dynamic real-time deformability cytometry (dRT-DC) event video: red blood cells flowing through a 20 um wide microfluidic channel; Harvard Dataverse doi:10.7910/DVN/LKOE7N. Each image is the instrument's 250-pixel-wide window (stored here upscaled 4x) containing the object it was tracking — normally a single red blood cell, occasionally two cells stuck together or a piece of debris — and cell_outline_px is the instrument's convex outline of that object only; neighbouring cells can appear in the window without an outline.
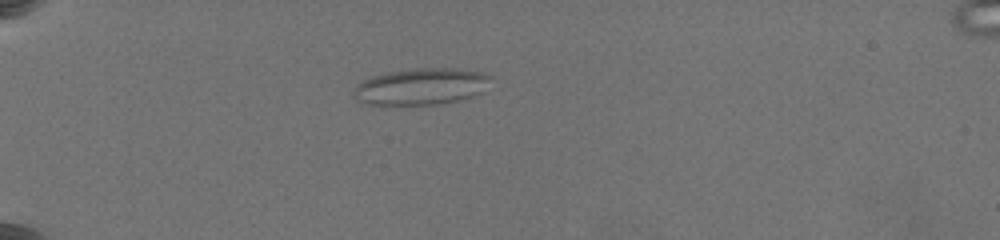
{"species": "common noctule bat (a hibernating species)", "species_latin": "Nyctalus noctula", "temperature_condition": "warm", "stored_images_in_passage": 47, "camera_frame_rate_fps": 3000, "um_per_image_px": 0.085, "animal": {"sex": "female", "body_mass_g": 19.5, "forearm_length_mm": 54.1}, "frame": {"image": 1, "passage_image": 4, "time_ms": 1.0, "image_size_px": [1000, 240], "cell_outline_px": [[492, 76], [484, 92], [460, 100], [436, 104], [388, 108], [360, 104], [352, 96], [352, 92], [356, 84], [372, 76], [388, 72], [416, 68], [456, 68], [484, 72]], "centroid_in_image_um": [35.71, 7.41], "position_along_channel_um": 49.3, "area_um2": 30.58}}
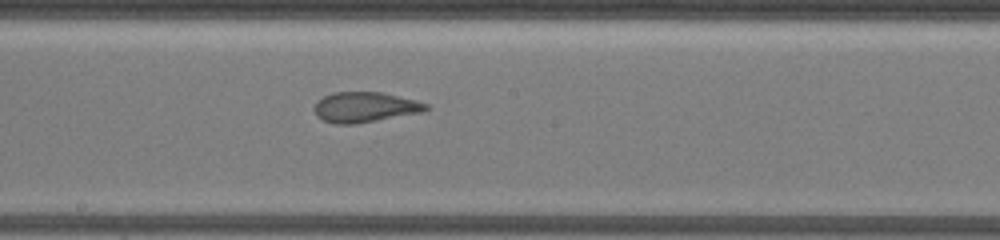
{"frame": {"image": 2, "passage_image": 22, "time_ms": 7.0, "image_size_px": [1000, 240], "cell_outline_px": [[428, 108], [424, 112], [352, 124], [336, 124], [324, 120], [316, 116], [312, 108], [316, 100], [332, 92], [380, 92], [416, 100], [428, 104]], "centroid_in_image_um": [30.97, 9.1], "position_along_channel_um": 217.2, "area_um2": 19.71}}
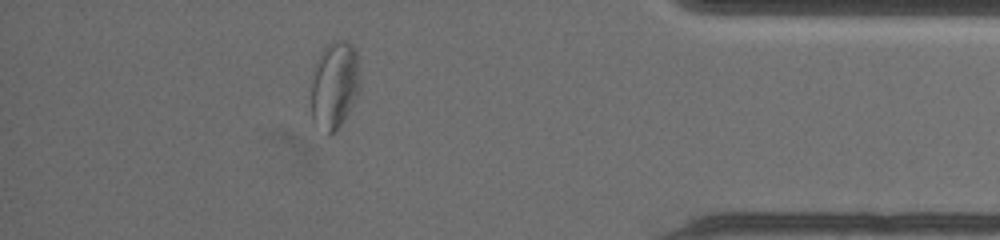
{"frame": {"image": 3, "passage_image": 41, "time_ms": 13.333, "image_size_px": [1000, 240], "cell_outline_px": [[360, 92], [356, 100], [344, 120], [336, 132], [328, 136], [312, 120], [312, 72], [316, 60], [320, 52], [332, 40], [344, 40], [352, 44], [356, 48], [360, 80]], "centroid_in_image_um": [28.45, 7.23], "position_along_channel_um": 406.7, "area_um2": 25.55}, "authors_computed_cell_mechanics": {"area_um2": 22.0218, "velocity_mm_per_s": 3.444, "shape_relaxation_time_tau1_ms": null, "shape_relaxation_time_tau2_ms": 1.6737, "deformation_change_tau1": null, "deformation_change_tau2": 0.0906}}